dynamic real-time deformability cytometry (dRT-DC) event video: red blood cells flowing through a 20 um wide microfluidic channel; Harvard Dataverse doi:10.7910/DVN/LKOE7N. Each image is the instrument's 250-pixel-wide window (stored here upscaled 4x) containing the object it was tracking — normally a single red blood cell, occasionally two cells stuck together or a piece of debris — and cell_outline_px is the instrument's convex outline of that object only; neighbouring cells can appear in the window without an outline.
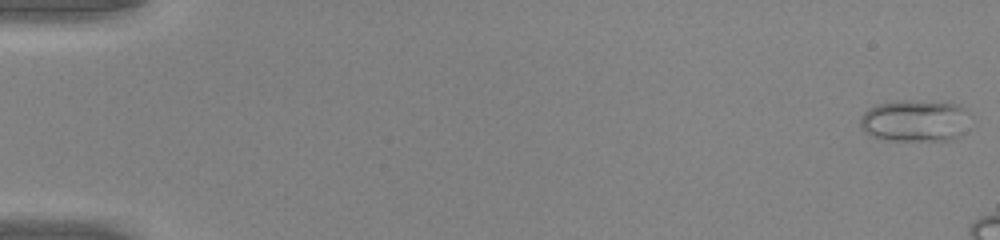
{"species": "common noctule bat (a hibernating species)", "species_latin": "Nyctalus noctula", "temperature_condition": "warm", "stored_images_in_passage": 14, "camera_frame_rate_fps": 3000, "um_per_image_px": 0.085, "animal": {"sex": "male", "body_mass_g": 20.0, "forearm_length_mm": 53.3}, "frame": {"image": 1, "passage_image": 1, "time_ms": 0.0, "image_size_px": [1000, 240], "cell_outline_px": [[972, 116], [960, 132], [952, 140], [884, 140], [868, 136], [860, 128], [860, 116], [868, 108], [876, 104], [896, 100], [944, 100], [960, 104], [968, 108]], "centroid_in_image_um": [77.77, 10.21], "position_along_channel_um": 7.2, "area_um2": 27.8}}